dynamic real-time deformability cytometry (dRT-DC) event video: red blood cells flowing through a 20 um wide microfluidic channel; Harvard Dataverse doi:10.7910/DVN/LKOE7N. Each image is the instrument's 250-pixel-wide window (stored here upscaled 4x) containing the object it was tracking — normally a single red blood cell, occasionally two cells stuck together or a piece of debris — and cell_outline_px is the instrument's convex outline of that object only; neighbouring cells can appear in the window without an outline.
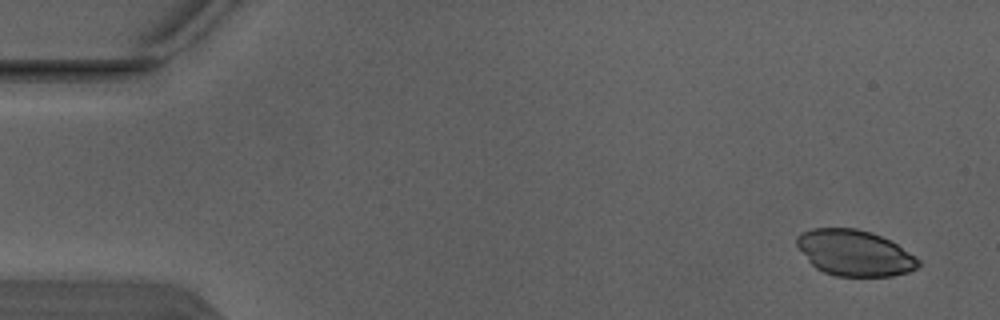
{"species": "Egyptian fruit bat (a non-hibernating species)", "species_latin": "Rousettus aegyptiacus", "temperature_condition": "warm", "stored_images_in_passage": 4, "camera_frame_rate_fps": 3000, "um_per_image_px": 0.085, "animal": {"sex": "male"}, "frame": {"image": 1, "passage_image": 1, "time_ms": 0.0, "image_size_px": [1000, 320], "cell_outline_px": [[920, 264], [916, 268], [908, 272], [892, 276], [836, 276], [824, 272], [816, 268], [808, 260], [796, 244], [796, 236], [812, 228], [856, 228], [872, 232], [896, 244], [920, 260]], "centroid_in_image_um": [72.62, 21.5], "position_along_channel_um": 12.4, "area_um2": 32.25}}